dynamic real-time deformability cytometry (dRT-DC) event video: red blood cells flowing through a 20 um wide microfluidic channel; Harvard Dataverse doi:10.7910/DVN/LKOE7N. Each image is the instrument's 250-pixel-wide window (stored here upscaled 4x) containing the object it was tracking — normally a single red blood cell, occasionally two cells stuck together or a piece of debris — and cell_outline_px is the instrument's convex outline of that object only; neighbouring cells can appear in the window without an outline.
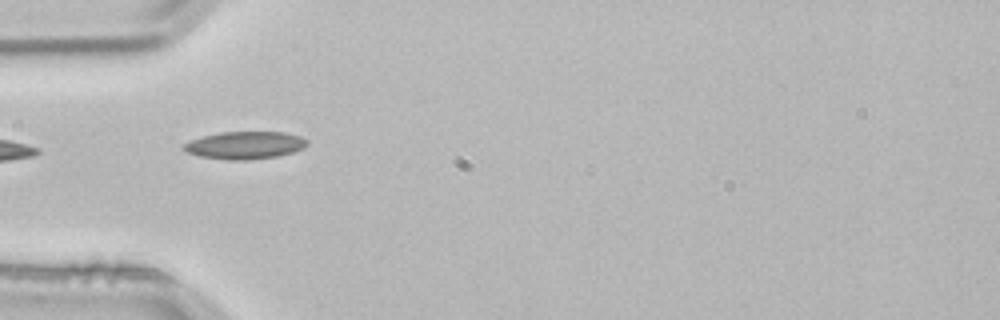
{"species": "common noctule bat (a hibernating species)", "species_latin": "Nyctalus noctula", "temperature_condition": "room temperature", "stored_images_in_passage": 4, "camera_frame_rate_fps": 3000, "um_per_image_px": 0.085, "animal": {"sex": "male", "body_mass_g": 21.5, "forearm_length_mm": 52.0}, "frame": {"image": 1, "passage_image": 4, "time_ms": 1.0, "image_size_px": [1000, 320], "cell_outline_px": [[308, 144], [304, 148], [292, 152], [276, 156], [244, 160], [232, 160], [200, 156], [188, 152], [184, 148], [184, 144], [192, 140], [204, 136], [220, 132], [284, 132], [300, 136], [308, 140]], "centroid_in_image_um": [20.87, 12.33], "position_along_channel_um": 64.1, "area_um2": 19.48}}